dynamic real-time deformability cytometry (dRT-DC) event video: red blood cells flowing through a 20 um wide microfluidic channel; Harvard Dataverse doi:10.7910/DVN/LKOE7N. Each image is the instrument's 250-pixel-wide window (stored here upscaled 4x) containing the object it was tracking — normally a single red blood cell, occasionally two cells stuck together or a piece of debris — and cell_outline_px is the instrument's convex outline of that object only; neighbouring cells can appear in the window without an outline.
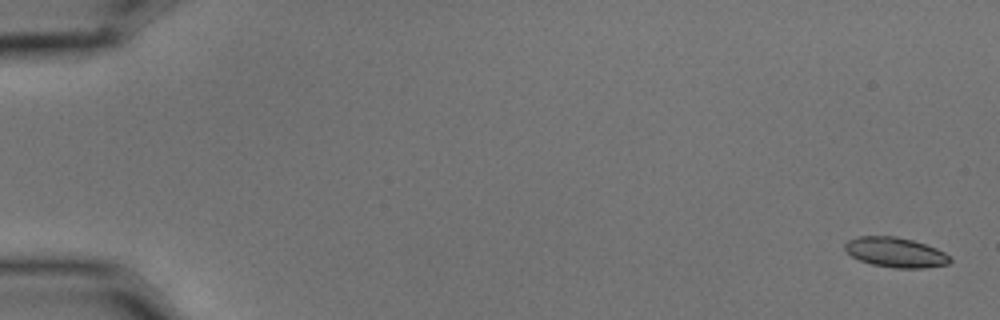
{"species": "common noctule bat (a hibernating species)", "species_latin": "Nyctalus noctula", "temperature_condition": "cold", "stored_images_in_passage": 11, "camera_frame_rate_fps": 3000, "um_per_image_px": 0.085, "animal": {"sex": "male", "body_mass_g": 15.6}, "frame": {"image": 1, "passage_image": 1, "time_ms": 0.0, "image_size_px": [1000, 320], "cell_outline_px": [[952, 260], [948, 264], [924, 268], [892, 268], [872, 264], [860, 260], [852, 256], [844, 248], [844, 244], [848, 240], [860, 236], [896, 236], [912, 240], [936, 248], [952, 256]], "centroid_in_image_um": [76.14, 21.45], "position_along_channel_um": 8.9, "area_um2": 18.32}}
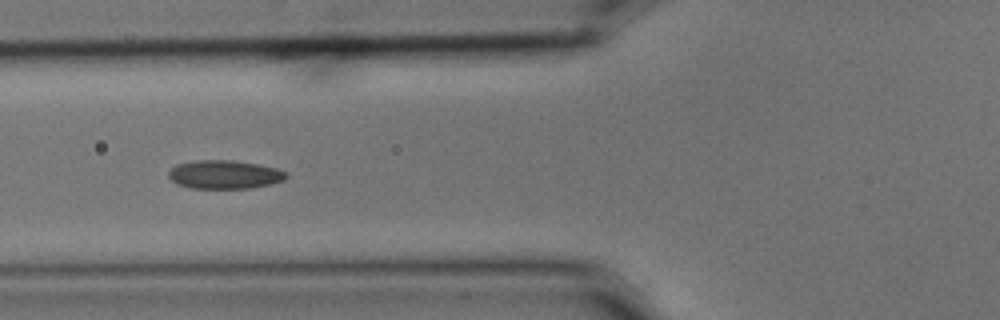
{"frame": {"image": 2, "passage_image": 6, "time_ms": 1.667, "image_size_px": [1000, 320], "cell_outline_px": [[288, 176], [284, 180], [268, 184], [248, 188], [192, 188], [176, 184], [168, 176], [168, 172], [176, 164], [196, 160], [232, 160], [256, 164], [276, 168], [288, 172]], "centroid_in_image_um": [19.07, 14.83], "position_along_channel_um": 106.7, "area_um2": 19.48}}
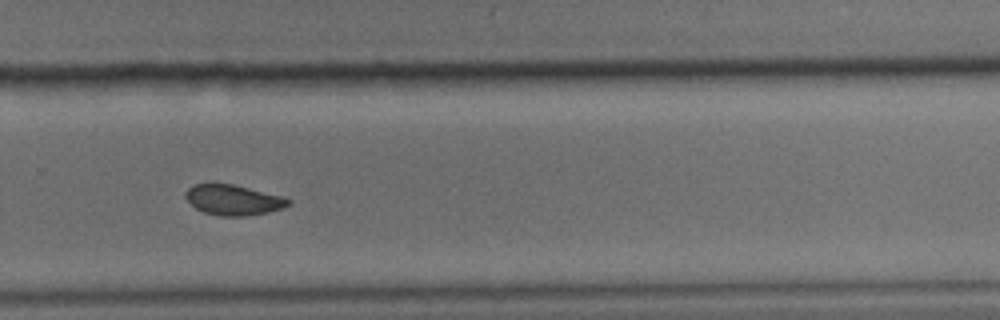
{"frame": {"image": 3, "passage_image": 11, "time_ms": 3.333, "image_size_px": [1000, 320], "cell_outline_px": [[292, 204], [284, 208], [268, 212], [244, 216], [220, 216], [204, 212], [196, 208], [184, 196], [184, 192], [188, 188], [196, 184], [232, 184], [280, 196], [292, 200]], "centroid_in_image_um": [19.84, 17.01], "position_along_channel_um": 310.0, "area_um2": 17.98}}